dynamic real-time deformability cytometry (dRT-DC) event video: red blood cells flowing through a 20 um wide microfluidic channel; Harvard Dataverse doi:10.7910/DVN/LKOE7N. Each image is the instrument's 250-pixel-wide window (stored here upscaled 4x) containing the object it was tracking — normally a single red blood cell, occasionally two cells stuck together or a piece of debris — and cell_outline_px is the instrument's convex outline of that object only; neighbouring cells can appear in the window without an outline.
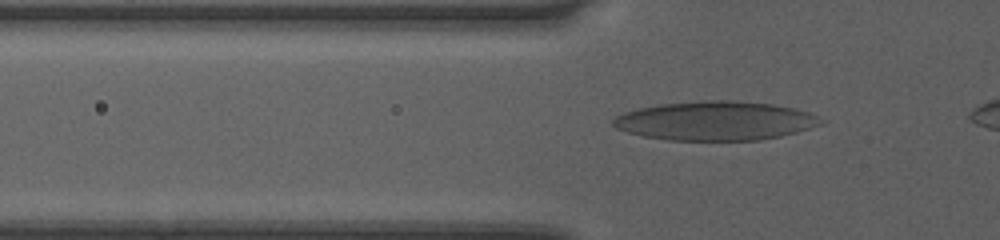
{"species": "human", "species_latin": "Homo sapiens", "temperature_condition": "room temperature", "stored_images_in_passage": 34, "camera_frame_rate_fps": 3000, "um_per_image_px": 0.085, "donor": {"sex": "female"}, "frame": {"image": 1, "passage_image": 6, "time_ms": 1.667, "image_size_px": [1000, 240], "cell_outline_px": [[820, 124], [796, 132], [780, 136], [756, 140], [668, 140], [644, 136], [628, 132], [616, 128], [612, 124], [612, 120], [616, 116], [624, 112], [640, 108], [660, 104], [712, 100], [728, 100], [772, 104], [792, 108], [808, 112], [816, 116]], "centroid_in_image_um": [60.74, 10.27], "position_along_channel_um": 65.1, "area_um2": 46.53}}
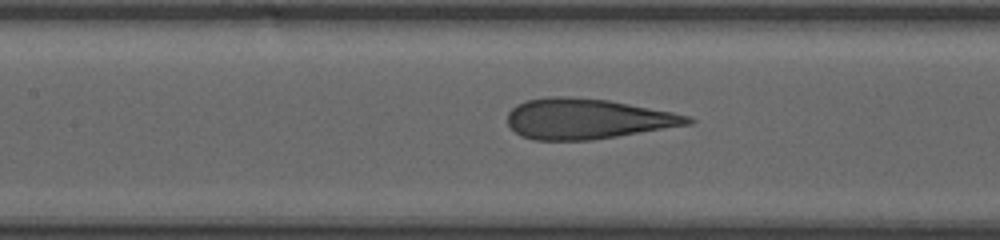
{"frame": {"image": 2, "passage_image": 13, "time_ms": 4.0, "image_size_px": [1000, 240], "cell_outline_px": [[696, 120], [692, 124], [592, 140], [536, 140], [520, 136], [508, 124], [508, 112], [516, 104], [528, 100], [548, 96], [568, 96], [608, 100], [672, 112], [688, 116]], "centroid_in_image_um": [49.89, 10.1], "position_along_channel_um": 157.5, "area_um2": 42.31}}
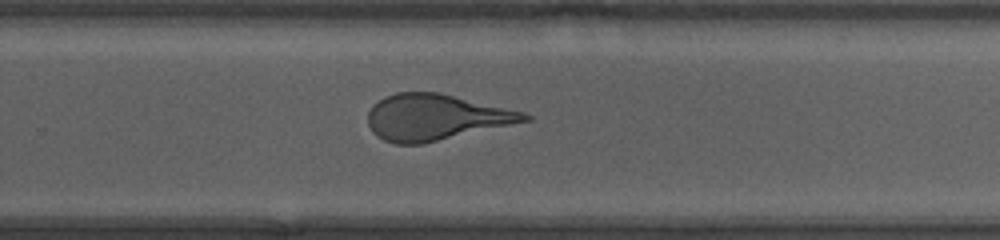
{"frame": {"image": 3, "passage_image": 23, "time_ms": 7.333, "image_size_px": [1000, 240], "cell_outline_px": [[532, 120], [424, 144], [396, 144], [384, 140], [376, 136], [372, 132], [368, 124], [368, 112], [372, 104], [384, 96], [396, 92], [440, 92], [524, 112], [532, 116]], "centroid_in_image_um": [37.01, 9.97], "position_along_channel_um": 292.8, "area_um2": 42.31}}